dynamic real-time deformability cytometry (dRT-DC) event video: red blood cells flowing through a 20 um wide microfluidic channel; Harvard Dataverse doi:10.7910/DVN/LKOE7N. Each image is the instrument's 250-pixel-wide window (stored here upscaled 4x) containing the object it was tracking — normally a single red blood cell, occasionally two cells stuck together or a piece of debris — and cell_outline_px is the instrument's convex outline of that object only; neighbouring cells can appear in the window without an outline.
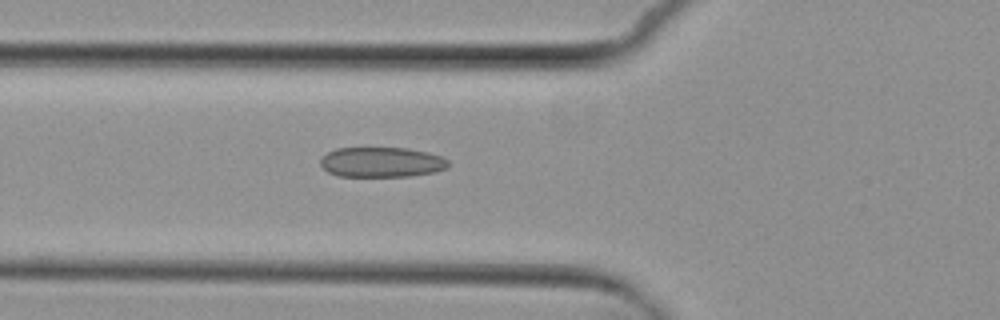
{"species": "common noctule bat (a hibernating species)", "species_latin": "Nyctalus noctula", "temperature_condition": "cold", "stored_images_in_passage": 2, "camera_frame_rate_fps": 3000, "um_per_image_px": 0.085, "animal": {"sex": "female", "body_mass_g": 29.2, "forearm_length_mm": 56.3}, "frame": {"image": 1, "passage_image": 2, "time_ms": 1.0, "image_size_px": [1000, 320], "cell_outline_px": [[448, 168], [436, 172], [408, 176], [336, 176], [328, 172], [320, 164], [320, 156], [336, 148], [408, 148], [428, 152], [440, 156], [448, 160]], "centroid_in_image_um": [32.42, 13.78], "position_along_channel_um": 93.4, "area_um2": 22.54}}